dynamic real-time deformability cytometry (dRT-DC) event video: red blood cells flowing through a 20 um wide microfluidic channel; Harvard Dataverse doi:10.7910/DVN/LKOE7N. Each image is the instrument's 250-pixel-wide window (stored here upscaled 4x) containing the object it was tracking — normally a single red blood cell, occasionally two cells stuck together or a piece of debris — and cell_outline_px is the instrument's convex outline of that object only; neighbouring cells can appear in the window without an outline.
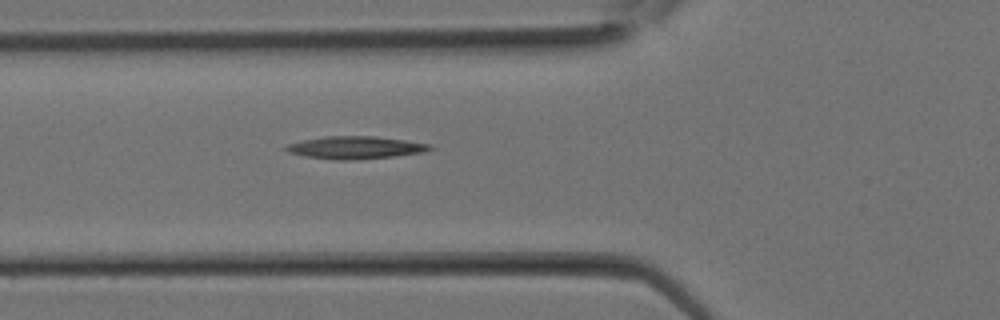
{"species": "Egyptian fruit bat (a non-hibernating species)", "species_latin": "Rousettus aegyptiacus", "temperature_condition": "room temperature", "stored_images_in_passage": 5, "camera_frame_rate_fps": 3000, "um_per_image_px": 0.085, "animal": {"sex": "female"}, "frame": {"image": 1, "passage_image": 5, "time_ms": 1.333, "image_size_px": [1000, 320], "cell_outline_px": [[436, 148], [424, 152], [396, 156], [352, 160], [332, 160], [308, 156], [288, 152], [284, 148], [288, 144], [304, 140], [324, 136], [376, 136], [432, 144]], "centroid_in_image_um": [30.27, 12.54], "position_along_channel_um": 95.5, "area_um2": 18.96}}